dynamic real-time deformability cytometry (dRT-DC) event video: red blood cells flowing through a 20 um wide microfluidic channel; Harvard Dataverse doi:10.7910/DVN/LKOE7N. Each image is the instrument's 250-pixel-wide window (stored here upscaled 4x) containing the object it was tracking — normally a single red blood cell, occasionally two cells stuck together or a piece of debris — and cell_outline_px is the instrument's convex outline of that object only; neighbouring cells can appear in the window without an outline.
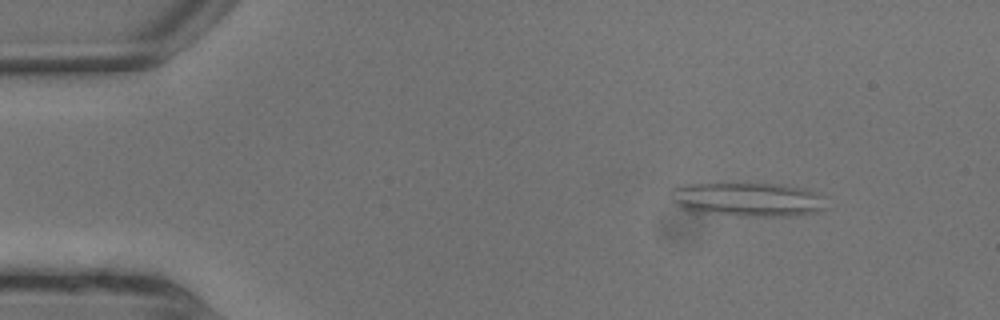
{"species": "common noctule bat (a hibernating species)", "species_latin": "Nyctalus noctula", "temperature_condition": "warm", "stored_images_in_passage": 6, "camera_frame_rate_fps": 3000, "um_per_image_px": 0.085, "animal": {"sex": "male", "body_mass_g": 13.3}, "frame": {"image": 1, "passage_image": 2, "time_ms": 0.333, "image_size_px": [1000, 320], "cell_outline_px": [[828, 208], [816, 212], [792, 216], [744, 216], [704, 212], [684, 208], [676, 204], [672, 200], [668, 192], [672, 188], [688, 184], [732, 180], [784, 184], [808, 188], [824, 196]], "centroid_in_image_um": [63.6, 16.88], "position_along_channel_um": 21.4, "area_um2": 32.31}}